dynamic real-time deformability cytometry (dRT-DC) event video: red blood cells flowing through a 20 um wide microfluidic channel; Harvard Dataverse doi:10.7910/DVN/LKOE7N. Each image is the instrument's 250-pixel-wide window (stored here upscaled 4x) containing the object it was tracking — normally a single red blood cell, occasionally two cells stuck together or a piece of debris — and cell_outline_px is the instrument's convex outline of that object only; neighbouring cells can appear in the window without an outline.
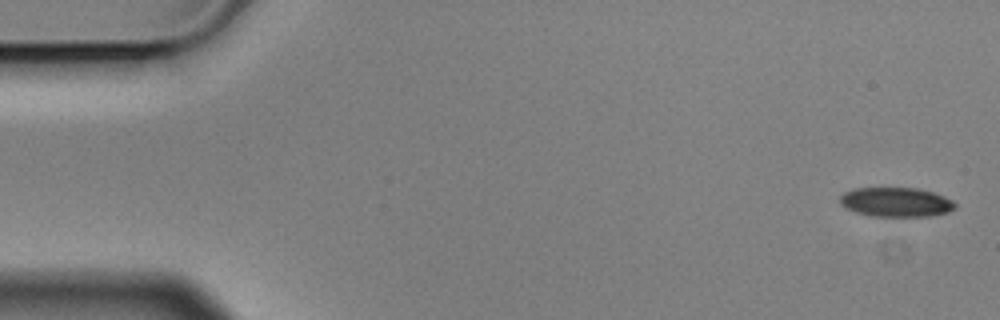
{"species": "Egyptian fruit bat (a non-hibernating species)", "species_latin": "Rousettus aegyptiacus", "temperature_condition": "cold", "stored_images_in_passage": 6, "camera_frame_rate_fps": 3000, "um_per_image_px": 0.085, "animal": {"sex": "male"}, "frame": {"image": 1, "passage_image": 1, "time_ms": 0.0, "image_size_px": [1000, 320], "cell_outline_px": [[956, 208], [948, 212], [932, 216], [868, 216], [844, 208], [840, 204], [840, 196], [844, 192], [852, 188], [916, 188], [932, 192], [944, 196], [952, 200], [956, 204]], "centroid_in_image_um": [76.14, 17.18], "position_along_channel_um": 8.9, "area_um2": 19.88}}
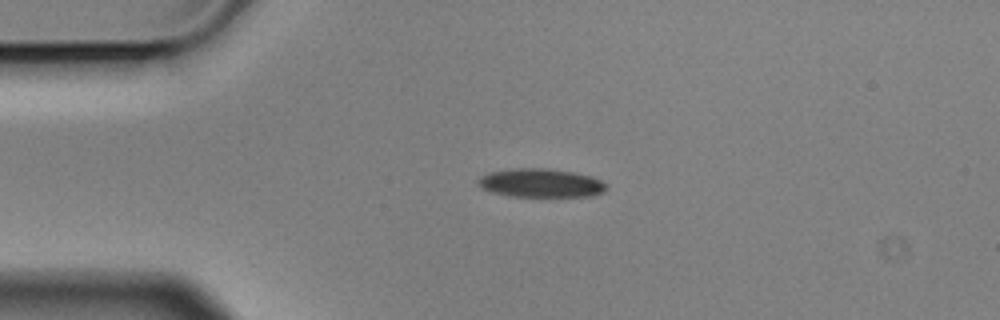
{"frame": {"image": 2, "passage_image": 4, "time_ms": 1.0, "image_size_px": [1000, 320], "cell_outline_px": [[608, 188], [604, 192], [592, 196], [508, 196], [492, 192], [484, 188], [476, 180], [480, 176], [488, 172], [512, 168], [548, 168], [572, 172], [592, 176], [608, 184]], "centroid_in_image_um": [46.0, 15.55], "position_along_channel_um": 39.0, "area_um2": 21.5}}
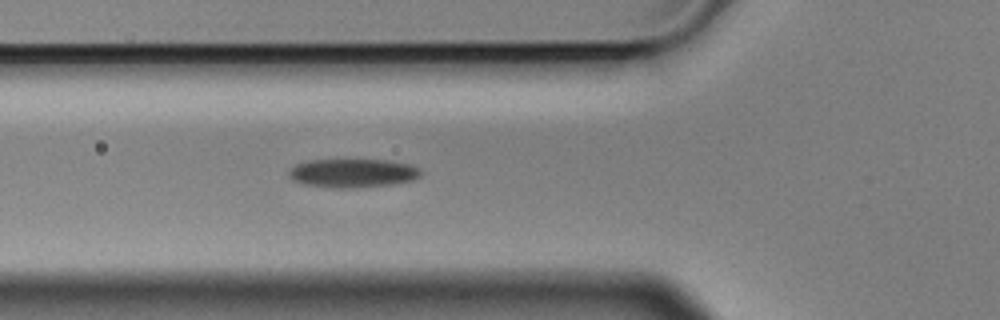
{"frame": {"image": 3, "passage_image": 6, "time_ms": 1.667, "image_size_px": [1000, 320], "cell_outline_px": [[420, 176], [412, 180], [388, 184], [348, 188], [336, 188], [304, 184], [292, 180], [288, 176], [288, 172], [296, 164], [308, 160], [388, 160], [412, 164], [420, 168]], "centroid_in_image_um": [29.97, 14.7], "position_along_channel_um": 95.8, "area_um2": 21.91}}